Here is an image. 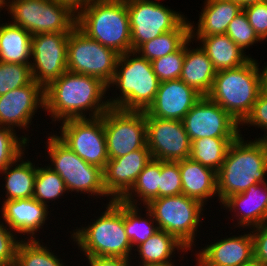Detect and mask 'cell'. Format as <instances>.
<instances>
[{"label":"cell","instance_id":"f1b7e54d","mask_svg":"<svg viewBox=\"0 0 267 266\" xmlns=\"http://www.w3.org/2000/svg\"><path fill=\"white\" fill-rule=\"evenodd\" d=\"M31 38L25 29L4 21L0 30V62L30 65Z\"/></svg>","mask_w":267,"mask_h":266},{"label":"cell","instance_id":"f35d334b","mask_svg":"<svg viewBox=\"0 0 267 266\" xmlns=\"http://www.w3.org/2000/svg\"><path fill=\"white\" fill-rule=\"evenodd\" d=\"M185 58V43L175 52L151 61L153 72L159 82L180 78Z\"/></svg>","mask_w":267,"mask_h":266},{"label":"cell","instance_id":"d6a6232c","mask_svg":"<svg viewBox=\"0 0 267 266\" xmlns=\"http://www.w3.org/2000/svg\"><path fill=\"white\" fill-rule=\"evenodd\" d=\"M236 139L205 137L193 140L189 158L218 172L222 167L229 146Z\"/></svg>","mask_w":267,"mask_h":266},{"label":"cell","instance_id":"8992f818","mask_svg":"<svg viewBox=\"0 0 267 266\" xmlns=\"http://www.w3.org/2000/svg\"><path fill=\"white\" fill-rule=\"evenodd\" d=\"M260 93L259 63L257 59L250 58L237 68L217 71L207 96L241 124L250 114Z\"/></svg>","mask_w":267,"mask_h":266},{"label":"cell","instance_id":"7dc6e473","mask_svg":"<svg viewBox=\"0 0 267 266\" xmlns=\"http://www.w3.org/2000/svg\"><path fill=\"white\" fill-rule=\"evenodd\" d=\"M264 64H265L264 66H260L259 64V70L261 76V92L267 95V62L266 63L264 62Z\"/></svg>","mask_w":267,"mask_h":266},{"label":"cell","instance_id":"f6af8a7d","mask_svg":"<svg viewBox=\"0 0 267 266\" xmlns=\"http://www.w3.org/2000/svg\"><path fill=\"white\" fill-rule=\"evenodd\" d=\"M89 266H134L131 258L122 257H86Z\"/></svg>","mask_w":267,"mask_h":266},{"label":"cell","instance_id":"4316f807","mask_svg":"<svg viewBox=\"0 0 267 266\" xmlns=\"http://www.w3.org/2000/svg\"><path fill=\"white\" fill-rule=\"evenodd\" d=\"M27 151L0 172V177L4 175L0 179L5 180L4 186H1L5 191L2 203L7 200L33 198L37 165L34 163V158H32L33 161L26 159Z\"/></svg>","mask_w":267,"mask_h":266},{"label":"cell","instance_id":"b9f144b4","mask_svg":"<svg viewBox=\"0 0 267 266\" xmlns=\"http://www.w3.org/2000/svg\"><path fill=\"white\" fill-rule=\"evenodd\" d=\"M242 10L258 37L267 42V1L245 5Z\"/></svg>","mask_w":267,"mask_h":266},{"label":"cell","instance_id":"7bdbcfd3","mask_svg":"<svg viewBox=\"0 0 267 266\" xmlns=\"http://www.w3.org/2000/svg\"><path fill=\"white\" fill-rule=\"evenodd\" d=\"M1 217V216H0ZM0 220V262L14 261L21 238Z\"/></svg>","mask_w":267,"mask_h":266},{"label":"cell","instance_id":"4fadbf2b","mask_svg":"<svg viewBox=\"0 0 267 266\" xmlns=\"http://www.w3.org/2000/svg\"><path fill=\"white\" fill-rule=\"evenodd\" d=\"M107 153L115 159L147 146L145 111L109 108L103 114Z\"/></svg>","mask_w":267,"mask_h":266},{"label":"cell","instance_id":"d4e9b609","mask_svg":"<svg viewBox=\"0 0 267 266\" xmlns=\"http://www.w3.org/2000/svg\"><path fill=\"white\" fill-rule=\"evenodd\" d=\"M191 42L193 45L191 37L185 42V58L179 79L202 96H207L212 89L217 71L200 45L192 48Z\"/></svg>","mask_w":267,"mask_h":266},{"label":"cell","instance_id":"ab89813d","mask_svg":"<svg viewBox=\"0 0 267 266\" xmlns=\"http://www.w3.org/2000/svg\"><path fill=\"white\" fill-rule=\"evenodd\" d=\"M182 194L181 174L179 161H161L159 181V198Z\"/></svg>","mask_w":267,"mask_h":266},{"label":"cell","instance_id":"ac0fdd59","mask_svg":"<svg viewBox=\"0 0 267 266\" xmlns=\"http://www.w3.org/2000/svg\"><path fill=\"white\" fill-rule=\"evenodd\" d=\"M243 233L223 239L216 237L213 242L204 244L205 247L197 246L193 251L195 266H240L250 261L254 258L251 230Z\"/></svg>","mask_w":267,"mask_h":266},{"label":"cell","instance_id":"9c48e42d","mask_svg":"<svg viewBox=\"0 0 267 266\" xmlns=\"http://www.w3.org/2000/svg\"><path fill=\"white\" fill-rule=\"evenodd\" d=\"M6 5L9 21L32 36L70 33L76 27L77 13L57 0H6Z\"/></svg>","mask_w":267,"mask_h":266},{"label":"cell","instance_id":"277c9868","mask_svg":"<svg viewBox=\"0 0 267 266\" xmlns=\"http://www.w3.org/2000/svg\"><path fill=\"white\" fill-rule=\"evenodd\" d=\"M159 83L151 61L136 51L121 54L114 77L108 85V91L115 86L112 89L115 90L112 94L114 97L109 96L110 92L107 94L108 104L110 108L126 111H146L155 99Z\"/></svg>","mask_w":267,"mask_h":266},{"label":"cell","instance_id":"30bf717a","mask_svg":"<svg viewBox=\"0 0 267 266\" xmlns=\"http://www.w3.org/2000/svg\"><path fill=\"white\" fill-rule=\"evenodd\" d=\"M119 55L89 38L77 26L69 33L67 40L68 71L90 75L100 79L107 86L111 83Z\"/></svg>","mask_w":267,"mask_h":266},{"label":"cell","instance_id":"ba28073f","mask_svg":"<svg viewBox=\"0 0 267 266\" xmlns=\"http://www.w3.org/2000/svg\"><path fill=\"white\" fill-rule=\"evenodd\" d=\"M145 207L153 214L159 230L173 235L188 250L196 249V241L201 240L199 229L206 219L203 216L207 217L205 205L181 194L156 198Z\"/></svg>","mask_w":267,"mask_h":266},{"label":"cell","instance_id":"484cf974","mask_svg":"<svg viewBox=\"0 0 267 266\" xmlns=\"http://www.w3.org/2000/svg\"><path fill=\"white\" fill-rule=\"evenodd\" d=\"M188 251L190 250H188L182 243H180L173 235L169 234L164 230H157L145 242L139 244L134 249V254L131 259L133 263L134 261H136L137 262L136 264L165 263V262H176L177 264H180L177 261L184 262L185 259L184 255L186 256ZM175 253L179 254V256H181L182 254V256L179 258L183 259H181V261L180 259L178 260L172 259L174 257L177 258Z\"/></svg>","mask_w":267,"mask_h":266},{"label":"cell","instance_id":"bcb514c9","mask_svg":"<svg viewBox=\"0 0 267 266\" xmlns=\"http://www.w3.org/2000/svg\"><path fill=\"white\" fill-rule=\"evenodd\" d=\"M64 4L69 5L76 13L87 5L91 0H57Z\"/></svg>","mask_w":267,"mask_h":266},{"label":"cell","instance_id":"603a6c76","mask_svg":"<svg viewBox=\"0 0 267 266\" xmlns=\"http://www.w3.org/2000/svg\"><path fill=\"white\" fill-rule=\"evenodd\" d=\"M202 6L198 22H190L191 37L225 34L229 23L243 8L233 0H204Z\"/></svg>","mask_w":267,"mask_h":266},{"label":"cell","instance_id":"2e32d148","mask_svg":"<svg viewBox=\"0 0 267 266\" xmlns=\"http://www.w3.org/2000/svg\"><path fill=\"white\" fill-rule=\"evenodd\" d=\"M147 147L152 158L177 162L188 159L191 141L183 121L146 117Z\"/></svg>","mask_w":267,"mask_h":266},{"label":"cell","instance_id":"681fc988","mask_svg":"<svg viewBox=\"0 0 267 266\" xmlns=\"http://www.w3.org/2000/svg\"><path fill=\"white\" fill-rule=\"evenodd\" d=\"M3 8H4V11H3ZM6 9V10H5ZM1 11H3L4 15L6 14V11H7V5H6V1L4 0H0V14L2 13ZM3 16V14L0 15V30H1V27L3 26L4 22H3V18L1 17ZM2 18V19H1ZM2 22V23H1Z\"/></svg>","mask_w":267,"mask_h":266},{"label":"cell","instance_id":"816d5d0a","mask_svg":"<svg viewBox=\"0 0 267 266\" xmlns=\"http://www.w3.org/2000/svg\"><path fill=\"white\" fill-rule=\"evenodd\" d=\"M240 266H264L257 259L252 258L250 261L241 264Z\"/></svg>","mask_w":267,"mask_h":266},{"label":"cell","instance_id":"8d00e7d4","mask_svg":"<svg viewBox=\"0 0 267 266\" xmlns=\"http://www.w3.org/2000/svg\"><path fill=\"white\" fill-rule=\"evenodd\" d=\"M33 81L30 65L0 62V95Z\"/></svg>","mask_w":267,"mask_h":266},{"label":"cell","instance_id":"f546056e","mask_svg":"<svg viewBox=\"0 0 267 266\" xmlns=\"http://www.w3.org/2000/svg\"><path fill=\"white\" fill-rule=\"evenodd\" d=\"M160 174L161 160L152 158L121 201L128 205L145 207L152 200L159 198Z\"/></svg>","mask_w":267,"mask_h":266},{"label":"cell","instance_id":"c3c4849f","mask_svg":"<svg viewBox=\"0 0 267 266\" xmlns=\"http://www.w3.org/2000/svg\"><path fill=\"white\" fill-rule=\"evenodd\" d=\"M135 266H179L175 262H165V263H149V264H135Z\"/></svg>","mask_w":267,"mask_h":266},{"label":"cell","instance_id":"6da1fadb","mask_svg":"<svg viewBox=\"0 0 267 266\" xmlns=\"http://www.w3.org/2000/svg\"><path fill=\"white\" fill-rule=\"evenodd\" d=\"M106 94L108 86L100 79L67 70L45 88L44 112L54 126L68 119L100 117L110 108Z\"/></svg>","mask_w":267,"mask_h":266},{"label":"cell","instance_id":"83f0119b","mask_svg":"<svg viewBox=\"0 0 267 266\" xmlns=\"http://www.w3.org/2000/svg\"><path fill=\"white\" fill-rule=\"evenodd\" d=\"M191 39L195 44L198 42L197 45H200L208 55L216 71L237 68L253 57L244 53L226 34L191 37Z\"/></svg>","mask_w":267,"mask_h":266},{"label":"cell","instance_id":"7402d4cb","mask_svg":"<svg viewBox=\"0 0 267 266\" xmlns=\"http://www.w3.org/2000/svg\"><path fill=\"white\" fill-rule=\"evenodd\" d=\"M201 96L181 79L160 82L153 103L145 111L146 117L182 121Z\"/></svg>","mask_w":267,"mask_h":266},{"label":"cell","instance_id":"5b68a950","mask_svg":"<svg viewBox=\"0 0 267 266\" xmlns=\"http://www.w3.org/2000/svg\"><path fill=\"white\" fill-rule=\"evenodd\" d=\"M76 26L89 38L120 55L132 51L126 1L91 0L77 12Z\"/></svg>","mask_w":267,"mask_h":266},{"label":"cell","instance_id":"60d3db41","mask_svg":"<svg viewBox=\"0 0 267 266\" xmlns=\"http://www.w3.org/2000/svg\"><path fill=\"white\" fill-rule=\"evenodd\" d=\"M247 127H255L257 129H261L264 131V134L258 138L256 136L255 139L267 140V95L262 92L259 94L256 102L253 105V108L250 114L245 118V120L240 124V128H244L247 130ZM244 126V127H243Z\"/></svg>","mask_w":267,"mask_h":266},{"label":"cell","instance_id":"cb8c5ba5","mask_svg":"<svg viewBox=\"0 0 267 266\" xmlns=\"http://www.w3.org/2000/svg\"><path fill=\"white\" fill-rule=\"evenodd\" d=\"M182 194L203 205L217 199V172L190 158L179 161ZM216 197V198H213Z\"/></svg>","mask_w":267,"mask_h":266},{"label":"cell","instance_id":"d6986e66","mask_svg":"<svg viewBox=\"0 0 267 266\" xmlns=\"http://www.w3.org/2000/svg\"><path fill=\"white\" fill-rule=\"evenodd\" d=\"M151 159L152 155L147 146L125 156L109 159L103 170V185L107 195L112 200H121Z\"/></svg>","mask_w":267,"mask_h":266},{"label":"cell","instance_id":"ffe728a7","mask_svg":"<svg viewBox=\"0 0 267 266\" xmlns=\"http://www.w3.org/2000/svg\"><path fill=\"white\" fill-rule=\"evenodd\" d=\"M0 212L3 222L21 239H39L40 231L45 229L44 225L48 227L46 222L52 214L46 205L34 198L4 201Z\"/></svg>","mask_w":267,"mask_h":266},{"label":"cell","instance_id":"52a82bcc","mask_svg":"<svg viewBox=\"0 0 267 266\" xmlns=\"http://www.w3.org/2000/svg\"><path fill=\"white\" fill-rule=\"evenodd\" d=\"M47 140L44 142L45 159H49L47 165L58 173L64 180L66 189L70 195L74 192L77 195L87 194L88 198L100 200L106 197L108 203L113 201L106 193L103 185V170L95 165L88 164L81 159L73 150L66 146L52 131L47 133ZM47 154V155H46ZM96 198H95V196ZM91 196V197H90ZM102 197V198H101Z\"/></svg>","mask_w":267,"mask_h":266},{"label":"cell","instance_id":"4dcf8cb0","mask_svg":"<svg viewBox=\"0 0 267 266\" xmlns=\"http://www.w3.org/2000/svg\"><path fill=\"white\" fill-rule=\"evenodd\" d=\"M187 17L175 30L163 33L143 43L136 52L148 61L177 51L190 37V19Z\"/></svg>","mask_w":267,"mask_h":266},{"label":"cell","instance_id":"f907efd6","mask_svg":"<svg viewBox=\"0 0 267 266\" xmlns=\"http://www.w3.org/2000/svg\"><path fill=\"white\" fill-rule=\"evenodd\" d=\"M237 3H239L242 7L251 3H257V2H264L267 0H233Z\"/></svg>","mask_w":267,"mask_h":266},{"label":"cell","instance_id":"7c38bea8","mask_svg":"<svg viewBox=\"0 0 267 266\" xmlns=\"http://www.w3.org/2000/svg\"><path fill=\"white\" fill-rule=\"evenodd\" d=\"M58 126L55 135L81 159L102 170L109 160L103 115L96 118L68 119Z\"/></svg>","mask_w":267,"mask_h":266},{"label":"cell","instance_id":"1f68e13d","mask_svg":"<svg viewBox=\"0 0 267 266\" xmlns=\"http://www.w3.org/2000/svg\"><path fill=\"white\" fill-rule=\"evenodd\" d=\"M143 208L123 203L124 227L133 250L159 230L153 214Z\"/></svg>","mask_w":267,"mask_h":266},{"label":"cell","instance_id":"8fae6325","mask_svg":"<svg viewBox=\"0 0 267 266\" xmlns=\"http://www.w3.org/2000/svg\"><path fill=\"white\" fill-rule=\"evenodd\" d=\"M132 51L155 37L175 30L186 18L160 0H127ZM183 13V14H182Z\"/></svg>","mask_w":267,"mask_h":266},{"label":"cell","instance_id":"7a4b0ae2","mask_svg":"<svg viewBox=\"0 0 267 266\" xmlns=\"http://www.w3.org/2000/svg\"><path fill=\"white\" fill-rule=\"evenodd\" d=\"M104 207L100 216L95 214L87 225L68 231L69 241L85 257L132 258L134 250L124 227L123 202L113 200Z\"/></svg>","mask_w":267,"mask_h":266},{"label":"cell","instance_id":"f5cc1de1","mask_svg":"<svg viewBox=\"0 0 267 266\" xmlns=\"http://www.w3.org/2000/svg\"><path fill=\"white\" fill-rule=\"evenodd\" d=\"M0 266H17L16 260L8 262H0Z\"/></svg>","mask_w":267,"mask_h":266},{"label":"cell","instance_id":"9a60e30c","mask_svg":"<svg viewBox=\"0 0 267 266\" xmlns=\"http://www.w3.org/2000/svg\"><path fill=\"white\" fill-rule=\"evenodd\" d=\"M69 33H41L31 38L32 78L46 88L67 69Z\"/></svg>","mask_w":267,"mask_h":266},{"label":"cell","instance_id":"74e56055","mask_svg":"<svg viewBox=\"0 0 267 266\" xmlns=\"http://www.w3.org/2000/svg\"><path fill=\"white\" fill-rule=\"evenodd\" d=\"M225 34L228 35L244 53H248L245 51L250 50V47L257 46L256 43L262 42L255 33L253 27L249 24L243 10L229 23Z\"/></svg>","mask_w":267,"mask_h":266},{"label":"cell","instance_id":"3957f363","mask_svg":"<svg viewBox=\"0 0 267 266\" xmlns=\"http://www.w3.org/2000/svg\"><path fill=\"white\" fill-rule=\"evenodd\" d=\"M234 140L217 172V194L221 205L228 197L246 191L251 185L267 182V140Z\"/></svg>","mask_w":267,"mask_h":266},{"label":"cell","instance_id":"ee69618b","mask_svg":"<svg viewBox=\"0 0 267 266\" xmlns=\"http://www.w3.org/2000/svg\"><path fill=\"white\" fill-rule=\"evenodd\" d=\"M253 238L254 258L267 266V223L250 229Z\"/></svg>","mask_w":267,"mask_h":266},{"label":"cell","instance_id":"e575fe53","mask_svg":"<svg viewBox=\"0 0 267 266\" xmlns=\"http://www.w3.org/2000/svg\"><path fill=\"white\" fill-rule=\"evenodd\" d=\"M43 165L44 163L37 164L33 198L51 209L50 206H54L57 202L56 200L59 201L60 198H64V195L66 196L69 193L60 175L47 166V164Z\"/></svg>","mask_w":267,"mask_h":266},{"label":"cell","instance_id":"44dd1931","mask_svg":"<svg viewBox=\"0 0 267 266\" xmlns=\"http://www.w3.org/2000/svg\"><path fill=\"white\" fill-rule=\"evenodd\" d=\"M220 207L231 213L232 219L230 216L228 219L233 220V229L242 227L244 231L267 223V182L253 184L246 191L231 195Z\"/></svg>","mask_w":267,"mask_h":266},{"label":"cell","instance_id":"836d02e7","mask_svg":"<svg viewBox=\"0 0 267 266\" xmlns=\"http://www.w3.org/2000/svg\"><path fill=\"white\" fill-rule=\"evenodd\" d=\"M42 239H21L16 250L17 266H68L56 250ZM46 244V245H45Z\"/></svg>","mask_w":267,"mask_h":266},{"label":"cell","instance_id":"5bb4252c","mask_svg":"<svg viewBox=\"0 0 267 266\" xmlns=\"http://www.w3.org/2000/svg\"><path fill=\"white\" fill-rule=\"evenodd\" d=\"M182 121L191 142L205 137L238 138L242 132L240 123L208 96H201Z\"/></svg>","mask_w":267,"mask_h":266},{"label":"cell","instance_id":"e0dca14e","mask_svg":"<svg viewBox=\"0 0 267 266\" xmlns=\"http://www.w3.org/2000/svg\"><path fill=\"white\" fill-rule=\"evenodd\" d=\"M39 109L45 111V88L33 80L0 95V126L30 131L28 129Z\"/></svg>","mask_w":267,"mask_h":266},{"label":"cell","instance_id":"d590c367","mask_svg":"<svg viewBox=\"0 0 267 266\" xmlns=\"http://www.w3.org/2000/svg\"><path fill=\"white\" fill-rule=\"evenodd\" d=\"M27 134L28 132L26 134L22 132L20 136L16 130L0 126V172L29 149L27 148L31 143L29 137L31 138L33 134L30 136Z\"/></svg>","mask_w":267,"mask_h":266}]
</instances>
